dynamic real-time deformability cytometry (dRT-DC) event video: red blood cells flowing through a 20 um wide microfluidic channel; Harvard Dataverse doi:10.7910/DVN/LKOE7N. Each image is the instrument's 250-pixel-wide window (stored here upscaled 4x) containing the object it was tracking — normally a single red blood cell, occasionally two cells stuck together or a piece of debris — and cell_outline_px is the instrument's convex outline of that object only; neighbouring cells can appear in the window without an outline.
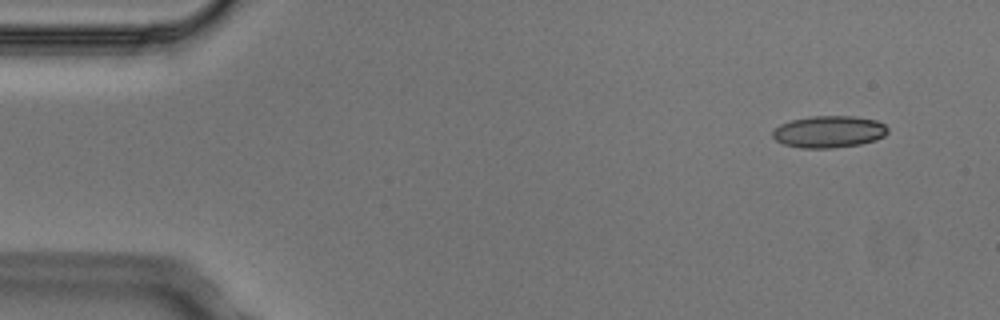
{"species": "Egyptian fruit bat (a non-hibernating species)", "species_latin": "Rousettus aegyptiacus", "temperature_condition": "cold", "stored_images_in_passage": 4, "camera_frame_rate_fps": 3000, "um_per_image_px": 0.085, "animal": {"sex": "male"}, "frame": {"image": 1, "passage_image": 1, "time_ms": 0.0, "image_size_px": [1000, 320], "cell_outline_px": [[888, 132], [884, 136], [876, 140], [860, 144], [832, 148], [800, 148], [784, 144], [776, 140], [772, 136], [772, 132], [780, 124], [792, 120], [812, 116], [852, 116], [876, 120], [884, 124], [888, 128]], "centroid_in_image_um": [70.47, 11.2], "position_along_channel_um": 14.5, "area_um2": 21.39}}
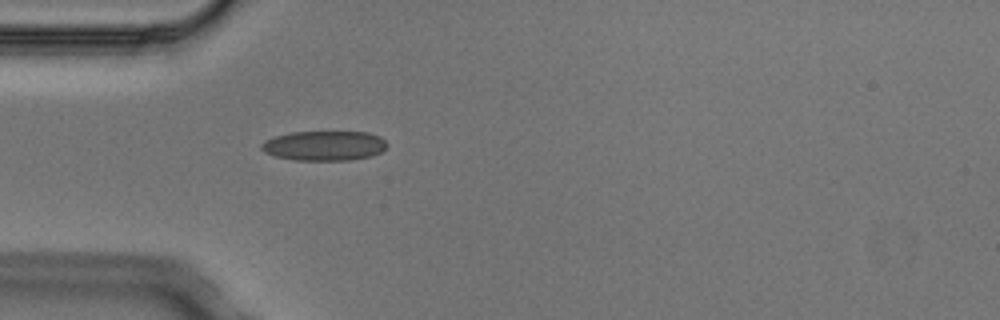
{"frame": {"image": 2, "passage_image": 4, "time_ms": 1.0, "image_size_px": [1000, 320], "cell_outline_px": [[388, 144], [380, 152], [372, 156], [348, 160], [292, 160], [276, 156], [264, 152], [260, 148], [260, 144], [264, 140], [276, 136], [292, 132], [368, 132], [380, 136]], "centroid_in_image_um": [27.55, 12.38], "position_along_channel_um": 57.5, "area_um2": 21.79}}